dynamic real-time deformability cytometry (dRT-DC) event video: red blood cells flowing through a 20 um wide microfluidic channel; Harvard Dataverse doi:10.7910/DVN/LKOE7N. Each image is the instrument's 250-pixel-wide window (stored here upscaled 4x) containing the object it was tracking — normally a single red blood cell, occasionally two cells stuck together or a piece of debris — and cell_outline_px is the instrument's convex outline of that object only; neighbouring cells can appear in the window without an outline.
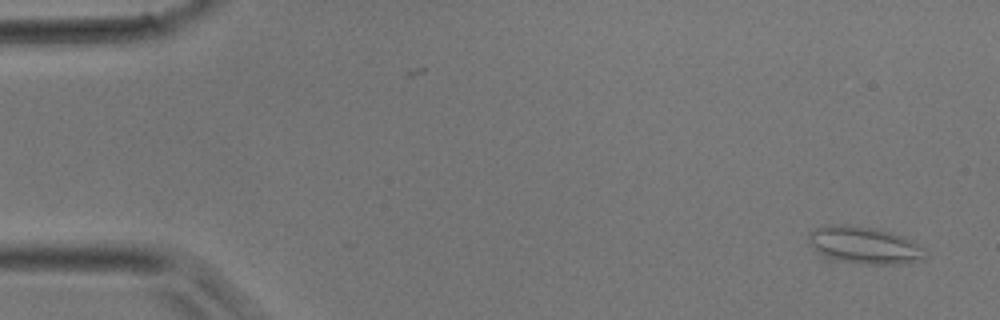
{"species": "common noctule bat (a hibernating species)", "species_latin": "Nyctalus noctula", "temperature_condition": "room temperature", "stored_images_in_passage": 38, "camera_frame_rate_fps": 3000, "um_per_image_px": 0.085, "animal": {"sex": "male", "body_mass_g": 17.9}, "frame": {"image": 1, "passage_image": 1, "time_ms": 0.0, "image_size_px": [1000, 320], "cell_outline_px": [[928, 256], [924, 260], [896, 264], [868, 264], [824, 260], [820, 256], [808, 240], [808, 236], [816, 228], [824, 224], [852, 224], [872, 228], [904, 236], [924, 248], [928, 252]], "centroid_in_image_um": [73.45, 20.86], "position_along_channel_um": 11.6, "area_um2": 25.84}}
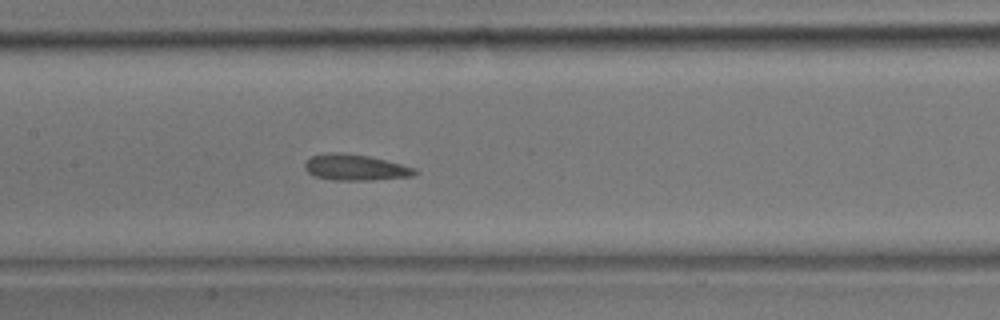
{"frame": {"image": 2, "passage_image": 18, "time_ms": 5.667, "image_size_px": [1000, 320], "cell_outline_px": [[420, 172], [412, 176], [372, 180], [332, 180], [312, 176], [304, 168], [304, 164], [312, 156], [332, 152], [340, 152], [368, 156], [416, 168]], "centroid_in_image_um": [30.19, 14.24], "position_along_channel_um": 177.2, "area_um2": 16.65}}
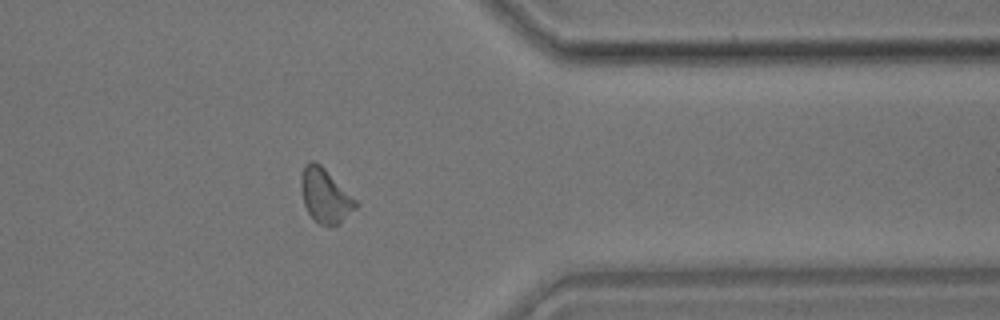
{"frame": {"image": 3, "passage_image": 31, "time_ms": 10.0, "image_size_px": [1000, 320], "cell_outline_px": [[360, 204], [340, 224], [320, 224], [308, 212], [304, 204], [300, 188], [300, 176], [304, 164], [308, 160], [312, 160], [320, 164]], "centroid_in_image_um": [27.62, 16.6], "position_along_channel_um": 383.8, "area_um2": 17.11}}